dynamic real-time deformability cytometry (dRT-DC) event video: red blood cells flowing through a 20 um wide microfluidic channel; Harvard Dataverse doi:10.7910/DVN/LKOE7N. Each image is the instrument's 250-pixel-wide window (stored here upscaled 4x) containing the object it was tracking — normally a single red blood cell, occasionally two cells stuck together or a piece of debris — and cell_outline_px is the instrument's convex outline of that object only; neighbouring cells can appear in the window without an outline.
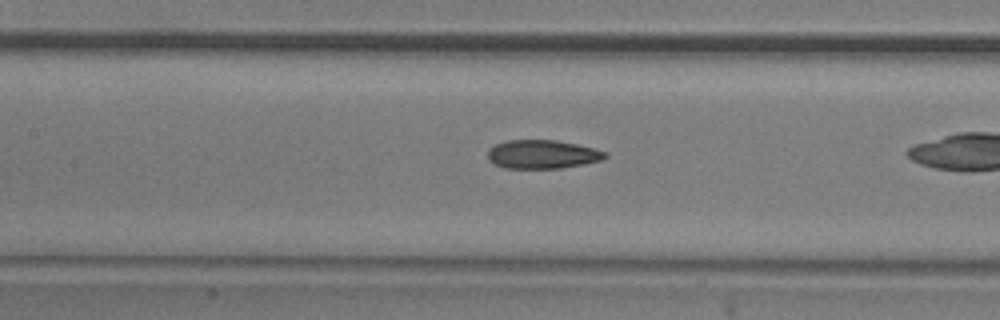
{"species": "common noctule bat (a hibernating species)", "species_latin": "Nyctalus noctula", "temperature_condition": "room temperature", "stored_images_in_passage": 30, "camera_frame_rate_fps": 3000, "um_per_image_px": 0.085, "animal": {"sex": "male", "body_mass_g": 20.5, "forearm_length_mm": 52.5}, "frame": {"image": 1, "passage_image": 13, "time_ms": 4.0, "image_size_px": [1000, 320], "cell_outline_px": [[608, 156], [600, 160], [584, 164], [560, 168], [504, 168], [488, 160], [488, 152], [496, 144], [508, 140], [556, 140], [576, 144], [608, 152]], "centroid_in_image_um": [46.12, 13.12], "position_along_channel_um": 161.3, "area_um2": 19.42}}
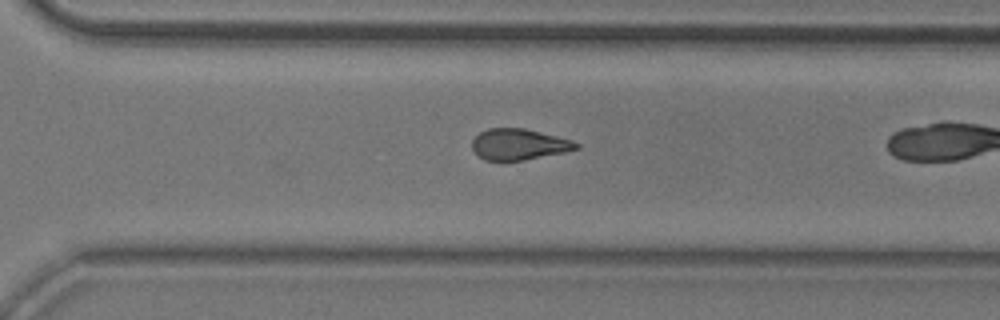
{"frame": {"image": 2, "passage_image": 26, "time_ms": 8.333, "image_size_px": [1000, 320], "cell_outline_px": [[580, 148], [564, 152], [524, 160], [484, 160], [472, 148], [472, 140], [480, 132], [488, 128], [524, 128], [572, 140], [580, 144]], "centroid_in_image_um": [44.11, 12.26], "position_along_channel_um": 326.5, "area_um2": 18.67}}